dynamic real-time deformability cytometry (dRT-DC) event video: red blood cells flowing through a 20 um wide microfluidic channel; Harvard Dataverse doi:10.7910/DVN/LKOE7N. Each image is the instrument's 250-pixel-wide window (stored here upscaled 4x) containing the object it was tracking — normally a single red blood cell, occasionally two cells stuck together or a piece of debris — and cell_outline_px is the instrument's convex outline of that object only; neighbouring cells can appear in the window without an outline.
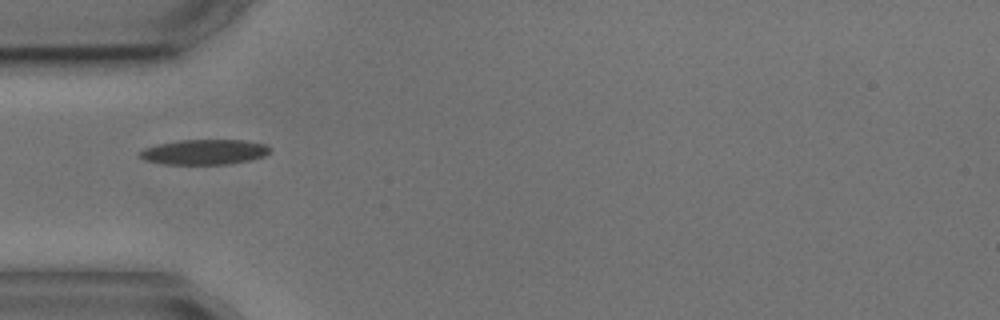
{"species": "common noctule bat (a hibernating species)", "species_latin": "Nyctalus noctula", "temperature_condition": "cold", "stored_images_in_passage": 7, "camera_frame_rate_fps": 3000, "um_per_image_px": 0.085, "animal": {"sex": "male", "body_mass_g": 17.9, "forearm_length_mm": 54.2}, "frame": {"image": 1, "passage_image": 5, "time_ms": 5.0, "image_size_px": [1000, 320], "cell_outline_px": [[272, 148], [264, 156], [252, 160], [228, 164], [164, 164], [144, 160], [140, 156], [140, 152], [144, 148], [156, 144], [180, 140], [244, 140], [268, 144]], "centroid_in_image_um": [17.4, 12.91], "position_along_channel_um": 67.6, "area_um2": 19.19}}